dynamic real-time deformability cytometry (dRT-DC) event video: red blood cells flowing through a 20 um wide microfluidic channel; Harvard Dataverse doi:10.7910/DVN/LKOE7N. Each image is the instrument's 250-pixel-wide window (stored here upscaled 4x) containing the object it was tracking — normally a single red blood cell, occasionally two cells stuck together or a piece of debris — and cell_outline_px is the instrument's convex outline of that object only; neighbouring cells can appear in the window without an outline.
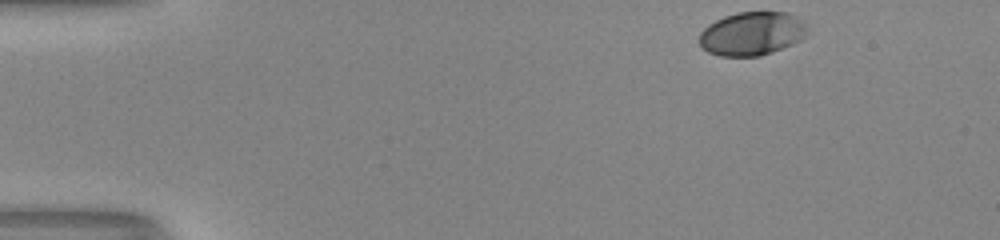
{"species": "human", "species_latin": "Homo sapiens", "temperature_condition": "room temperature", "stored_images_in_passage": 39, "camera_frame_rate_fps": 3000, "um_per_image_px": 0.085, "donor": {"sex": "male"}, "frame": {"image": 1, "passage_image": 1, "time_ms": 0.0, "image_size_px": [1000, 240], "cell_outline_px": [[808, 28], [804, 36], [800, 40], [792, 44], [772, 52], [760, 56], [720, 56], [708, 52], [700, 44], [700, 32], [708, 24], [724, 16], [736, 12], [784, 12], [792, 16], [804, 24]], "centroid_in_image_um": [63.87, 2.86], "position_along_channel_um": 21.1, "area_um2": 27.11}}
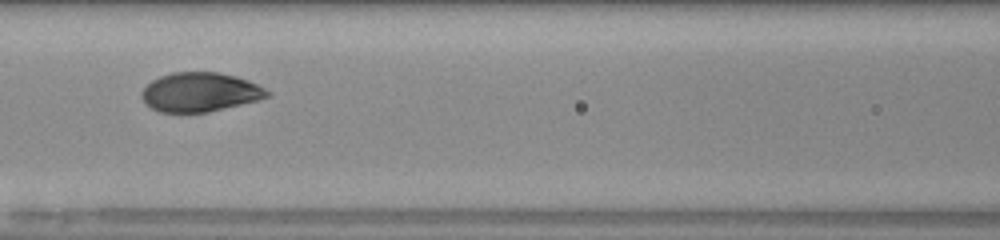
{"frame": {"image": 2, "passage_image": 19, "time_ms": 6.0, "image_size_px": [1000, 240], "cell_outline_px": [[272, 92], [268, 96], [256, 100], [208, 112], [160, 112], [144, 104], [140, 96], [140, 92], [152, 80], [160, 76], [172, 72], [216, 72], [236, 76], [248, 80]], "centroid_in_image_um": [16.96, 7.82], "position_along_channel_um": 149.6, "area_um2": 28.55}}
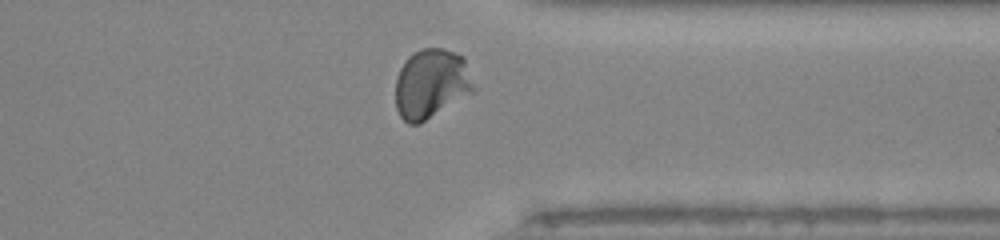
{"frame": {"image": 3, "passage_image": 36, "time_ms": 11.667, "image_size_px": [1000, 240], "cell_outline_px": [[476, 88], [472, 92], [420, 124], [408, 124], [400, 116], [396, 108], [396, 76], [400, 68], [408, 56], [412, 52], [420, 48], [444, 48], [464, 56]], "centroid_in_image_um": [36.65, 7.1], "position_along_channel_um": 374.8, "area_um2": 31.91}, "authors_computed_cell_mechanics": {"area_um2": 29.0734, "velocity_mm_per_s": 4.0148, "shape_relaxation_time_tau1_ms": 2.7978, "shape_relaxation_time_tau2_ms": null, "deformation_change_tau1": 0.1467, "deformation_change_tau2": null}}